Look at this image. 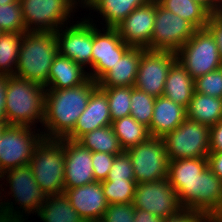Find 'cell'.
<instances>
[{
	"mask_svg": "<svg viewBox=\"0 0 222 222\" xmlns=\"http://www.w3.org/2000/svg\"><path fill=\"white\" fill-rule=\"evenodd\" d=\"M98 86L90 77L81 85L66 89H46L42 132L46 139L65 138L86 109L89 97Z\"/></svg>",
	"mask_w": 222,
	"mask_h": 222,
	"instance_id": "1",
	"label": "cell"
},
{
	"mask_svg": "<svg viewBox=\"0 0 222 222\" xmlns=\"http://www.w3.org/2000/svg\"><path fill=\"white\" fill-rule=\"evenodd\" d=\"M0 178L4 179V182L5 179L8 181L6 183H9L8 186H10L11 191L8 193L13 194L11 197L15 200V204L10 203L9 199L7 202H2L1 190L4 191L5 188L0 184V222H25L24 214H27L28 217L31 213H38L47 196L38 186L29 164L11 168L3 172ZM13 204L19 205V208L16 206L17 208L14 209ZM21 208L23 209L22 212ZM16 209L18 210L16 211Z\"/></svg>",
	"mask_w": 222,
	"mask_h": 222,
	"instance_id": "2",
	"label": "cell"
},
{
	"mask_svg": "<svg viewBox=\"0 0 222 222\" xmlns=\"http://www.w3.org/2000/svg\"><path fill=\"white\" fill-rule=\"evenodd\" d=\"M46 88L36 82L7 76L5 119L8 125L44 122Z\"/></svg>",
	"mask_w": 222,
	"mask_h": 222,
	"instance_id": "3",
	"label": "cell"
},
{
	"mask_svg": "<svg viewBox=\"0 0 222 222\" xmlns=\"http://www.w3.org/2000/svg\"><path fill=\"white\" fill-rule=\"evenodd\" d=\"M57 54L55 32H25L14 75L45 86Z\"/></svg>",
	"mask_w": 222,
	"mask_h": 222,
	"instance_id": "4",
	"label": "cell"
},
{
	"mask_svg": "<svg viewBox=\"0 0 222 222\" xmlns=\"http://www.w3.org/2000/svg\"><path fill=\"white\" fill-rule=\"evenodd\" d=\"M64 161V138H43L35 148L29 165L38 186L46 196L64 193Z\"/></svg>",
	"mask_w": 222,
	"mask_h": 222,
	"instance_id": "5",
	"label": "cell"
},
{
	"mask_svg": "<svg viewBox=\"0 0 222 222\" xmlns=\"http://www.w3.org/2000/svg\"><path fill=\"white\" fill-rule=\"evenodd\" d=\"M19 1L27 32H55L65 24L68 25L67 20L76 11L78 4L81 8L83 4L82 0Z\"/></svg>",
	"mask_w": 222,
	"mask_h": 222,
	"instance_id": "6",
	"label": "cell"
},
{
	"mask_svg": "<svg viewBox=\"0 0 222 222\" xmlns=\"http://www.w3.org/2000/svg\"><path fill=\"white\" fill-rule=\"evenodd\" d=\"M176 55L194 80L222 67L219 47L207 28L198 29Z\"/></svg>",
	"mask_w": 222,
	"mask_h": 222,
	"instance_id": "7",
	"label": "cell"
},
{
	"mask_svg": "<svg viewBox=\"0 0 222 222\" xmlns=\"http://www.w3.org/2000/svg\"><path fill=\"white\" fill-rule=\"evenodd\" d=\"M210 127L186 118L175 130L162 139L168 160L208 157Z\"/></svg>",
	"mask_w": 222,
	"mask_h": 222,
	"instance_id": "8",
	"label": "cell"
},
{
	"mask_svg": "<svg viewBox=\"0 0 222 222\" xmlns=\"http://www.w3.org/2000/svg\"><path fill=\"white\" fill-rule=\"evenodd\" d=\"M35 127L8 125L4 129L0 141V175L11 168L30 163L35 148L44 138V129L39 132Z\"/></svg>",
	"mask_w": 222,
	"mask_h": 222,
	"instance_id": "9",
	"label": "cell"
},
{
	"mask_svg": "<svg viewBox=\"0 0 222 222\" xmlns=\"http://www.w3.org/2000/svg\"><path fill=\"white\" fill-rule=\"evenodd\" d=\"M131 157L136 183L154 182L167 178L168 156L162 137L146 141L126 150Z\"/></svg>",
	"mask_w": 222,
	"mask_h": 222,
	"instance_id": "10",
	"label": "cell"
},
{
	"mask_svg": "<svg viewBox=\"0 0 222 222\" xmlns=\"http://www.w3.org/2000/svg\"><path fill=\"white\" fill-rule=\"evenodd\" d=\"M198 29L189 21L156 2V15L149 50L176 53Z\"/></svg>",
	"mask_w": 222,
	"mask_h": 222,
	"instance_id": "11",
	"label": "cell"
},
{
	"mask_svg": "<svg viewBox=\"0 0 222 222\" xmlns=\"http://www.w3.org/2000/svg\"><path fill=\"white\" fill-rule=\"evenodd\" d=\"M132 204L135 209L149 211L162 219L173 216L183 209L178 194L171 187L168 178L136 183Z\"/></svg>",
	"mask_w": 222,
	"mask_h": 222,
	"instance_id": "12",
	"label": "cell"
},
{
	"mask_svg": "<svg viewBox=\"0 0 222 222\" xmlns=\"http://www.w3.org/2000/svg\"><path fill=\"white\" fill-rule=\"evenodd\" d=\"M83 19V21H82ZM55 31L58 53L68 57L84 69H92L93 19H84ZM63 28V29H62Z\"/></svg>",
	"mask_w": 222,
	"mask_h": 222,
	"instance_id": "13",
	"label": "cell"
},
{
	"mask_svg": "<svg viewBox=\"0 0 222 222\" xmlns=\"http://www.w3.org/2000/svg\"><path fill=\"white\" fill-rule=\"evenodd\" d=\"M97 28L93 23L92 70L88 72V76L95 82H98L131 47L121 39L116 28L104 27L102 31Z\"/></svg>",
	"mask_w": 222,
	"mask_h": 222,
	"instance_id": "14",
	"label": "cell"
},
{
	"mask_svg": "<svg viewBox=\"0 0 222 222\" xmlns=\"http://www.w3.org/2000/svg\"><path fill=\"white\" fill-rule=\"evenodd\" d=\"M176 60L177 55L172 51L145 49L134 87L154 97L163 96L168 71Z\"/></svg>",
	"mask_w": 222,
	"mask_h": 222,
	"instance_id": "15",
	"label": "cell"
},
{
	"mask_svg": "<svg viewBox=\"0 0 222 222\" xmlns=\"http://www.w3.org/2000/svg\"><path fill=\"white\" fill-rule=\"evenodd\" d=\"M207 166V157L169 160L167 178L176 190L183 209L192 210L194 182Z\"/></svg>",
	"mask_w": 222,
	"mask_h": 222,
	"instance_id": "16",
	"label": "cell"
},
{
	"mask_svg": "<svg viewBox=\"0 0 222 222\" xmlns=\"http://www.w3.org/2000/svg\"><path fill=\"white\" fill-rule=\"evenodd\" d=\"M155 15L156 2L149 1L137 7L115 28L126 44L147 48L151 43Z\"/></svg>",
	"mask_w": 222,
	"mask_h": 222,
	"instance_id": "17",
	"label": "cell"
},
{
	"mask_svg": "<svg viewBox=\"0 0 222 222\" xmlns=\"http://www.w3.org/2000/svg\"><path fill=\"white\" fill-rule=\"evenodd\" d=\"M64 188L70 189L95 182L92 152L77 141L64 138Z\"/></svg>",
	"mask_w": 222,
	"mask_h": 222,
	"instance_id": "18",
	"label": "cell"
},
{
	"mask_svg": "<svg viewBox=\"0 0 222 222\" xmlns=\"http://www.w3.org/2000/svg\"><path fill=\"white\" fill-rule=\"evenodd\" d=\"M64 193L85 222H100L109 205L101 182L65 189Z\"/></svg>",
	"mask_w": 222,
	"mask_h": 222,
	"instance_id": "19",
	"label": "cell"
},
{
	"mask_svg": "<svg viewBox=\"0 0 222 222\" xmlns=\"http://www.w3.org/2000/svg\"><path fill=\"white\" fill-rule=\"evenodd\" d=\"M112 124L106 93L97 86L89 97L86 109L65 139L77 141L84 134Z\"/></svg>",
	"mask_w": 222,
	"mask_h": 222,
	"instance_id": "20",
	"label": "cell"
},
{
	"mask_svg": "<svg viewBox=\"0 0 222 222\" xmlns=\"http://www.w3.org/2000/svg\"><path fill=\"white\" fill-rule=\"evenodd\" d=\"M222 206V179L207 166L194 182L192 210L211 220Z\"/></svg>",
	"mask_w": 222,
	"mask_h": 222,
	"instance_id": "21",
	"label": "cell"
},
{
	"mask_svg": "<svg viewBox=\"0 0 222 222\" xmlns=\"http://www.w3.org/2000/svg\"><path fill=\"white\" fill-rule=\"evenodd\" d=\"M145 49L142 47H130L119 61L98 81V86H134L139 62Z\"/></svg>",
	"mask_w": 222,
	"mask_h": 222,
	"instance_id": "22",
	"label": "cell"
},
{
	"mask_svg": "<svg viewBox=\"0 0 222 222\" xmlns=\"http://www.w3.org/2000/svg\"><path fill=\"white\" fill-rule=\"evenodd\" d=\"M186 118L187 110L185 107L176 104L165 96L156 97L150 124V136L163 137L175 130Z\"/></svg>",
	"mask_w": 222,
	"mask_h": 222,
	"instance_id": "23",
	"label": "cell"
},
{
	"mask_svg": "<svg viewBox=\"0 0 222 222\" xmlns=\"http://www.w3.org/2000/svg\"><path fill=\"white\" fill-rule=\"evenodd\" d=\"M89 78L84 68L69 59L57 54L48 75L46 89H66L81 85Z\"/></svg>",
	"mask_w": 222,
	"mask_h": 222,
	"instance_id": "24",
	"label": "cell"
},
{
	"mask_svg": "<svg viewBox=\"0 0 222 222\" xmlns=\"http://www.w3.org/2000/svg\"><path fill=\"white\" fill-rule=\"evenodd\" d=\"M194 85L189 72L176 60L168 71L163 96L187 109L195 91Z\"/></svg>",
	"mask_w": 222,
	"mask_h": 222,
	"instance_id": "25",
	"label": "cell"
},
{
	"mask_svg": "<svg viewBox=\"0 0 222 222\" xmlns=\"http://www.w3.org/2000/svg\"><path fill=\"white\" fill-rule=\"evenodd\" d=\"M149 0H83L82 8L97 11L106 27L115 28L137 7Z\"/></svg>",
	"mask_w": 222,
	"mask_h": 222,
	"instance_id": "26",
	"label": "cell"
},
{
	"mask_svg": "<svg viewBox=\"0 0 222 222\" xmlns=\"http://www.w3.org/2000/svg\"><path fill=\"white\" fill-rule=\"evenodd\" d=\"M186 110L189 120L212 127L222 120V99L194 91Z\"/></svg>",
	"mask_w": 222,
	"mask_h": 222,
	"instance_id": "27",
	"label": "cell"
},
{
	"mask_svg": "<svg viewBox=\"0 0 222 222\" xmlns=\"http://www.w3.org/2000/svg\"><path fill=\"white\" fill-rule=\"evenodd\" d=\"M37 216L43 222H85L70 204L65 193L47 196Z\"/></svg>",
	"mask_w": 222,
	"mask_h": 222,
	"instance_id": "28",
	"label": "cell"
},
{
	"mask_svg": "<svg viewBox=\"0 0 222 222\" xmlns=\"http://www.w3.org/2000/svg\"><path fill=\"white\" fill-rule=\"evenodd\" d=\"M77 142L91 152L119 155L124 151L111 125L88 132L81 136Z\"/></svg>",
	"mask_w": 222,
	"mask_h": 222,
	"instance_id": "29",
	"label": "cell"
},
{
	"mask_svg": "<svg viewBox=\"0 0 222 222\" xmlns=\"http://www.w3.org/2000/svg\"><path fill=\"white\" fill-rule=\"evenodd\" d=\"M159 3L167 10L192 23L197 29L206 28L211 13L194 0H161Z\"/></svg>",
	"mask_w": 222,
	"mask_h": 222,
	"instance_id": "30",
	"label": "cell"
},
{
	"mask_svg": "<svg viewBox=\"0 0 222 222\" xmlns=\"http://www.w3.org/2000/svg\"><path fill=\"white\" fill-rule=\"evenodd\" d=\"M111 126L124 151L146 141L150 137L148 128L137 122L132 116L112 121Z\"/></svg>",
	"mask_w": 222,
	"mask_h": 222,
	"instance_id": "31",
	"label": "cell"
},
{
	"mask_svg": "<svg viewBox=\"0 0 222 222\" xmlns=\"http://www.w3.org/2000/svg\"><path fill=\"white\" fill-rule=\"evenodd\" d=\"M23 35L9 32L0 34V75H14Z\"/></svg>",
	"mask_w": 222,
	"mask_h": 222,
	"instance_id": "32",
	"label": "cell"
},
{
	"mask_svg": "<svg viewBox=\"0 0 222 222\" xmlns=\"http://www.w3.org/2000/svg\"><path fill=\"white\" fill-rule=\"evenodd\" d=\"M107 95L112 121L130 116L132 86L100 87Z\"/></svg>",
	"mask_w": 222,
	"mask_h": 222,
	"instance_id": "33",
	"label": "cell"
},
{
	"mask_svg": "<svg viewBox=\"0 0 222 222\" xmlns=\"http://www.w3.org/2000/svg\"><path fill=\"white\" fill-rule=\"evenodd\" d=\"M156 97L149 95L132 86L130 109L132 116L137 122L148 128L153 118V110Z\"/></svg>",
	"mask_w": 222,
	"mask_h": 222,
	"instance_id": "34",
	"label": "cell"
},
{
	"mask_svg": "<svg viewBox=\"0 0 222 222\" xmlns=\"http://www.w3.org/2000/svg\"><path fill=\"white\" fill-rule=\"evenodd\" d=\"M101 183L109 205L133 202L136 187L135 179L105 180Z\"/></svg>",
	"mask_w": 222,
	"mask_h": 222,
	"instance_id": "35",
	"label": "cell"
},
{
	"mask_svg": "<svg viewBox=\"0 0 222 222\" xmlns=\"http://www.w3.org/2000/svg\"><path fill=\"white\" fill-rule=\"evenodd\" d=\"M0 30L9 33L27 32L20 1L0 4Z\"/></svg>",
	"mask_w": 222,
	"mask_h": 222,
	"instance_id": "36",
	"label": "cell"
},
{
	"mask_svg": "<svg viewBox=\"0 0 222 222\" xmlns=\"http://www.w3.org/2000/svg\"><path fill=\"white\" fill-rule=\"evenodd\" d=\"M195 92L222 99V67L194 80Z\"/></svg>",
	"mask_w": 222,
	"mask_h": 222,
	"instance_id": "37",
	"label": "cell"
},
{
	"mask_svg": "<svg viewBox=\"0 0 222 222\" xmlns=\"http://www.w3.org/2000/svg\"><path fill=\"white\" fill-rule=\"evenodd\" d=\"M135 179L131 157L126 151L116 155L106 180Z\"/></svg>",
	"mask_w": 222,
	"mask_h": 222,
	"instance_id": "38",
	"label": "cell"
},
{
	"mask_svg": "<svg viewBox=\"0 0 222 222\" xmlns=\"http://www.w3.org/2000/svg\"><path fill=\"white\" fill-rule=\"evenodd\" d=\"M135 207L132 203L108 205L100 222H134Z\"/></svg>",
	"mask_w": 222,
	"mask_h": 222,
	"instance_id": "39",
	"label": "cell"
},
{
	"mask_svg": "<svg viewBox=\"0 0 222 222\" xmlns=\"http://www.w3.org/2000/svg\"><path fill=\"white\" fill-rule=\"evenodd\" d=\"M116 155L105 152H92V167L95 181L106 180Z\"/></svg>",
	"mask_w": 222,
	"mask_h": 222,
	"instance_id": "40",
	"label": "cell"
},
{
	"mask_svg": "<svg viewBox=\"0 0 222 222\" xmlns=\"http://www.w3.org/2000/svg\"><path fill=\"white\" fill-rule=\"evenodd\" d=\"M163 222H210V220L198 211L182 209L177 214L163 219Z\"/></svg>",
	"mask_w": 222,
	"mask_h": 222,
	"instance_id": "41",
	"label": "cell"
},
{
	"mask_svg": "<svg viewBox=\"0 0 222 222\" xmlns=\"http://www.w3.org/2000/svg\"><path fill=\"white\" fill-rule=\"evenodd\" d=\"M206 28L214 36L222 58V15L211 14Z\"/></svg>",
	"mask_w": 222,
	"mask_h": 222,
	"instance_id": "42",
	"label": "cell"
},
{
	"mask_svg": "<svg viewBox=\"0 0 222 222\" xmlns=\"http://www.w3.org/2000/svg\"><path fill=\"white\" fill-rule=\"evenodd\" d=\"M210 152H222V120L210 127Z\"/></svg>",
	"mask_w": 222,
	"mask_h": 222,
	"instance_id": "43",
	"label": "cell"
},
{
	"mask_svg": "<svg viewBox=\"0 0 222 222\" xmlns=\"http://www.w3.org/2000/svg\"><path fill=\"white\" fill-rule=\"evenodd\" d=\"M207 158L212 172L222 179V152H210Z\"/></svg>",
	"mask_w": 222,
	"mask_h": 222,
	"instance_id": "44",
	"label": "cell"
},
{
	"mask_svg": "<svg viewBox=\"0 0 222 222\" xmlns=\"http://www.w3.org/2000/svg\"><path fill=\"white\" fill-rule=\"evenodd\" d=\"M134 222H163V219L153 215L149 211L135 209Z\"/></svg>",
	"mask_w": 222,
	"mask_h": 222,
	"instance_id": "45",
	"label": "cell"
},
{
	"mask_svg": "<svg viewBox=\"0 0 222 222\" xmlns=\"http://www.w3.org/2000/svg\"><path fill=\"white\" fill-rule=\"evenodd\" d=\"M7 76L0 75V118H5Z\"/></svg>",
	"mask_w": 222,
	"mask_h": 222,
	"instance_id": "46",
	"label": "cell"
},
{
	"mask_svg": "<svg viewBox=\"0 0 222 222\" xmlns=\"http://www.w3.org/2000/svg\"><path fill=\"white\" fill-rule=\"evenodd\" d=\"M222 3V0H210V13L215 14L217 7Z\"/></svg>",
	"mask_w": 222,
	"mask_h": 222,
	"instance_id": "47",
	"label": "cell"
},
{
	"mask_svg": "<svg viewBox=\"0 0 222 222\" xmlns=\"http://www.w3.org/2000/svg\"><path fill=\"white\" fill-rule=\"evenodd\" d=\"M7 126H8V124H7L6 119L0 118V141H1L2 133Z\"/></svg>",
	"mask_w": 222,
	"mask_h": 222,
	"instance_id": "48",
	"label": "cell"
},
{
	"mask_svg": "<svg viewBox=\"0 0 222 222\" xmlns=\"http://www.w3.org/2000/svg\"><path fill=\"white\" fill-rule=\"evenodd\" d=\"M210 222H222V206L217 214L210 220Z\"/></svg>",
	"mask_w": 222,
	"mask_h": 222,
	"instance_id": "49",
	"label": "cell"
},
{
	"mask_svg": "<svg viewBox=\"0 0 222 222\" xmlns=\"http://www.w3.org/2000/svg\"><path fill=\"white\" fill-rule=\"evenodd\" d=\"M203 5L210 12V0H194Z\"/></svg>",
	"mask_w": 222,
	"mask_h": 222,
	"instance_id": "50",
	"label": "cell"
},
{
	"mask_svg": "<svg viewBox=\"0 0 222 222\" xmlns=\"http://www.w3.org/2000/svg\"><path fill=\"white\" fill-rule=\"evenodd\" d=\"M17 1H19V0H0V4L2 5H4L5 3L6 4H10V3H14V2H17Z\"/></svg>",
	"mask_w": 222,
	"mask_h": 222,
	"instance_id": "51",
	"label": "cell"
},
{
	"mask_svg": "<svg viewBox=\"0 0 222 222\" xmlns=\"http://www.w3.org/2000/svg\"><path fill=\"white\" fill-rule=\"evenodd\" d=\"M216 14L222 15V3L217 7Z\"/></svg>",
	"mask_w": 222,
	"mask_h": 222,
	"instance_id": "52",
	"label": "cell"
},
{
	"mask_svg": "<svg viewBox=\"0 0 222 222\" xmlns=\"http://www.w3.org/2000/svg\"><path fill=\"white\" fill-rule=\"evenodd\" d=\"M150 2H159L161 0H149Z\"/></svg>",
	"mask_w": 222,
	"mask_h": 222,
	"instance_id": "53",
	"label": "cell"
}]
</instances>
